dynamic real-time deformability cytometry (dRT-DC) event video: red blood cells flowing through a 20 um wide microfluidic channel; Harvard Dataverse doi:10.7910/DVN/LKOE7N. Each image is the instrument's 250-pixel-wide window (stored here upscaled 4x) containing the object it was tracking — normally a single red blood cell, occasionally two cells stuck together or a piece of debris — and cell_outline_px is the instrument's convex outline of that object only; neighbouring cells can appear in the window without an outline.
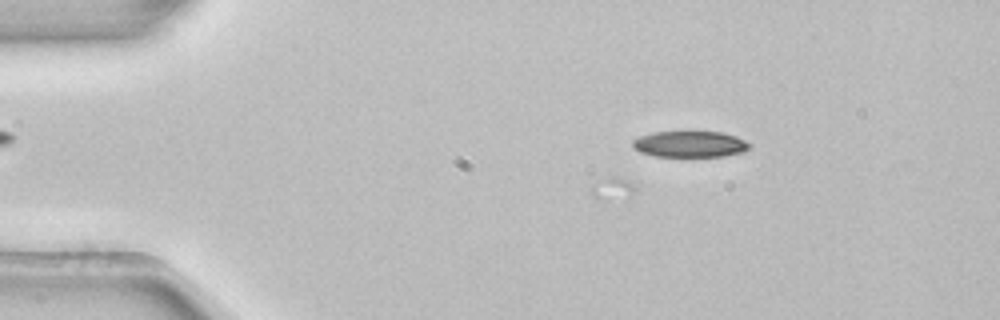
{"species": "common noctule bat (a hibernating species)", "species_latin": "Nyctalus noctula", "temperature_condition": "room temperature", "stored_images_in_passage": 5, "camera_frame_rate_fps": 3000, "um_per_image_px": 0.085, "animal": {"sex": "female", "body_mass_g": 22.7, "forearm_length_mm": 54.2}, "frame": {"image": 1, "passage_image": 3, "time_ms": 0.667, "image_size_px": [1000, 320], "cell_outline_px": [[752, 148], [744, 152], [724, 156], [656, 156], [640, 152], [632, 148], [632, 140], [640, 136], [652, 132], [688, 128], [720, 132], [736, 136], [752, 144]], "centroid_in_image_um": [58.65, 12.19], "position_along_channel_um": 26.4, "area_um2": 18.9}}
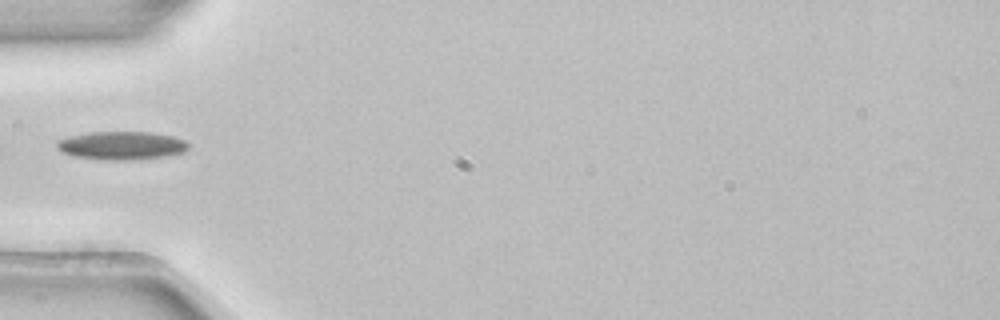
{"frame": {"image": 2, "passage_image": 5, "time_ms": 1.333, "image_size_px": [1000, 320], "cell_outline_px": [[188, 148], [184, 152], [164, 156], [132, 160], [104, 160], [72, 156], [60, 152], [56, 148], [56, 140], [72, 136], [92, 132], [152, 132], [172, 136], [184, 140], [188, 144]], "centroid_in_image_um": [10.29, 12.38], "position_along_channel_um": 74.7, "area_um2": 21.73}}